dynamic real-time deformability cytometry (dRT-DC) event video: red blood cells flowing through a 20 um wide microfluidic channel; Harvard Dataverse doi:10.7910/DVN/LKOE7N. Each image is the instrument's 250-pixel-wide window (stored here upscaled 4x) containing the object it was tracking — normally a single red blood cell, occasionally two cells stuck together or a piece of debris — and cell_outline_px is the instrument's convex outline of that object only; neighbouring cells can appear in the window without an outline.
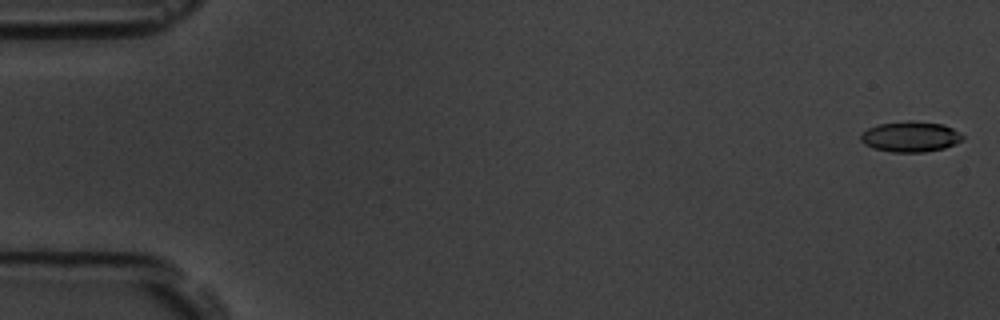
{"species": "common noctule bat (a hibernating species)", "species_latin": "Nyctalus noctula", "temperature_condition": "room temperature", "stored_images_in_passage": 10, "camera_frame_rate_fps": 3000, "um_per_image_px": 0.085, "animal": {"sex": "male", "body_mass_g": 19.5, "forearm_length_mm": 54.6}, "frame": {"image": 1, "passage_image": 1, "time_ms": 0.0, "image_size_px": [1000, 320], "cell_outline_px": [[964, 136], [956, 144], [944, 148], [924, 152], [892, 152], [872, 148], [864, 144], [860, 140], [860, 132], [868, 128], [880, 124], [944, 124], [960, 132]], "centroid_in_image_um": [77.36, 11.68], "position_along_channel_um": 7.6, "area_um2": 17.34}}